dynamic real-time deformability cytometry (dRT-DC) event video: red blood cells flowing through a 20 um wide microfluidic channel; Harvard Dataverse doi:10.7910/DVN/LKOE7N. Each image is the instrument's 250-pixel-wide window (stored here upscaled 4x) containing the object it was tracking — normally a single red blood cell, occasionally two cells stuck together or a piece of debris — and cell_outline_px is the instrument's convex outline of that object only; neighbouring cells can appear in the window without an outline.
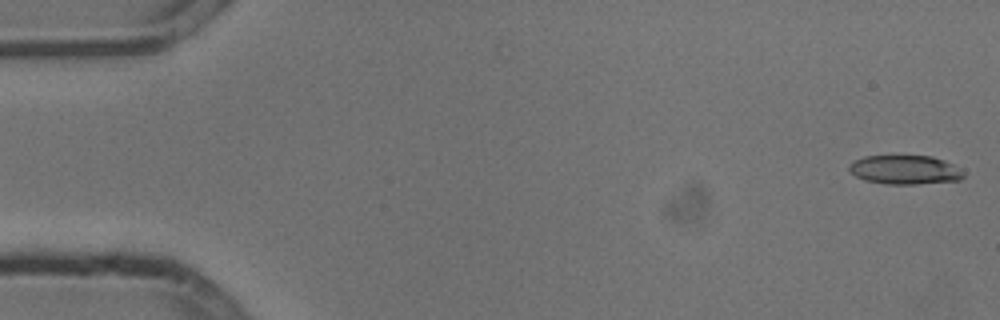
{"species": "common noctule bat (a hibernating species)", "species_latin": "Nyctalus noctula", "temperature_condition": "cold", "stored_images_in_passage": 4, "camera_frame_rate_fps": 3000, "um_per_image_px": 0.085, "animal": {"sex": "male", "body_mass_g": 13.3}, "frame": {"image": 1, "passage_image": 1, "time_ms": 0.0, "image_size_px": [1000, 320], "cell_outline_px": [[964, 176], [960, 180], [916, 184], [888, 184], [864, 180], [856, 176], [848, 168], [848, 164], [852, 160], [864, 156], [932, 156], [944, 160], [952, 164], [964, 172]], "centroid_in_image_um": [76.9, 14.43], "position_along_channel_um": 8.1, "area_um2": 19.36}}
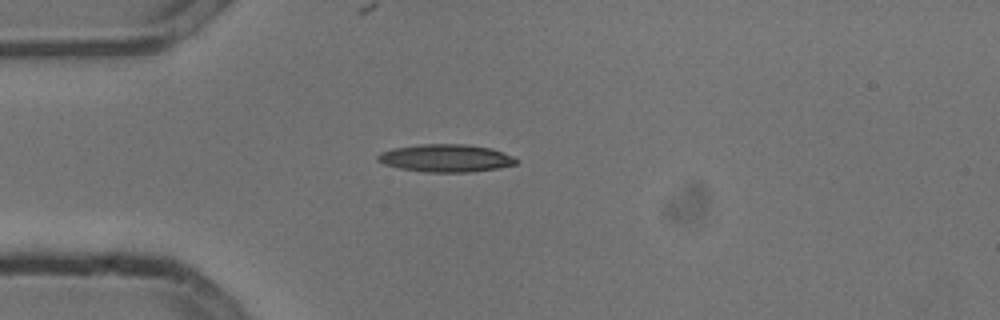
{"frame": {"image": 2, "passage_image": 4, "time_ms": 1.0, "image_size_px": [1000, 320], "cell_outline_px": [[520, 160], [516, 164], [500, 168], [468, 172], [428, 172], [400, 168], [384, 164], [376, 160], [376, 156], [380, 152], [392, 148], [420, 144], [464, 144], [492, 148], [512, 156]], "centroid_in_image_um": [37.89, 13.44], "position_along_channel_um": 47.1, "area_um2": 22.43}}